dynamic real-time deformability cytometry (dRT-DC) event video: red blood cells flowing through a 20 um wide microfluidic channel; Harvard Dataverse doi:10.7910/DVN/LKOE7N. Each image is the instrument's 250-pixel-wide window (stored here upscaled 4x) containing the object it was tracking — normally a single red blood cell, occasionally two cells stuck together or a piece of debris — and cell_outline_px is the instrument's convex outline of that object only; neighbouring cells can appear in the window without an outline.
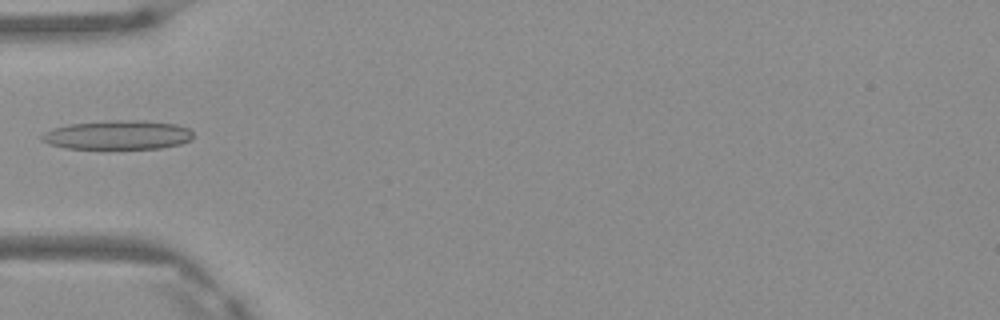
{"species": "Egyptian fruit bat (a non-hibernating species)", "species_latin": "Rousettus aegyptiacus", "temperature_condition": "warm", "stored_images_in_passage": 5, "camera_frame_rate_fps": 3000, "um_per_image_px": 0.085, "frame": {"image": 1, "passage_image": 4, "time_ms": 1.0, "image_size_px": [1000, 320], "cell_outline_px": [[192, 140], [180, 144], [160, 148], [64, 148], [48, 144], [40, 140], [40, 136], [44, 132], [52, 128], [72, 124], [108, 120], [140, 120], [176, 124], [188, 128], [192, 132]], "centroid_in_image_um": [9.99, 11.47], "position_along_channel_um": 75.0, "area_um2": 25.66}}
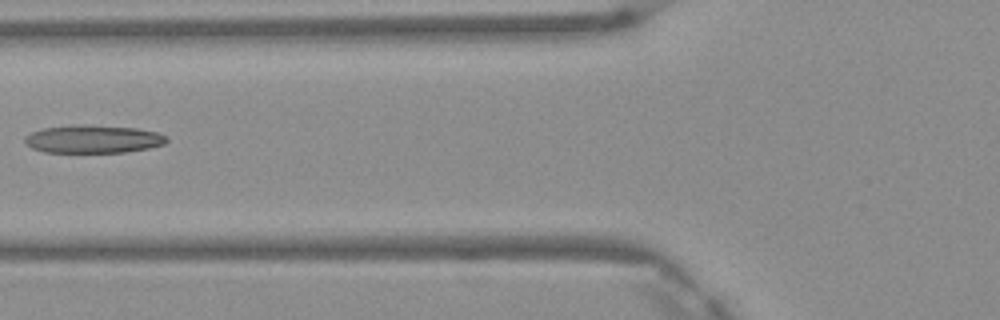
{"frame": {"image": 2, "passage_image": 5, "time_ms": 1.333, "image_size_px": [1000, 320], "cell_outline_px": [[168, 140], [164, 144], [148, 148], [124, 152], [44, 152], [32, 148], [24, 140], [32, 132], [44, 128], [76, 124], [84, 124], [136, 128], [156, 132], [164, 136]], "centroid_in_image_um": [7.92, 11.81], "position_along_channel_um": 117.9, "area_um2": 22.89}}